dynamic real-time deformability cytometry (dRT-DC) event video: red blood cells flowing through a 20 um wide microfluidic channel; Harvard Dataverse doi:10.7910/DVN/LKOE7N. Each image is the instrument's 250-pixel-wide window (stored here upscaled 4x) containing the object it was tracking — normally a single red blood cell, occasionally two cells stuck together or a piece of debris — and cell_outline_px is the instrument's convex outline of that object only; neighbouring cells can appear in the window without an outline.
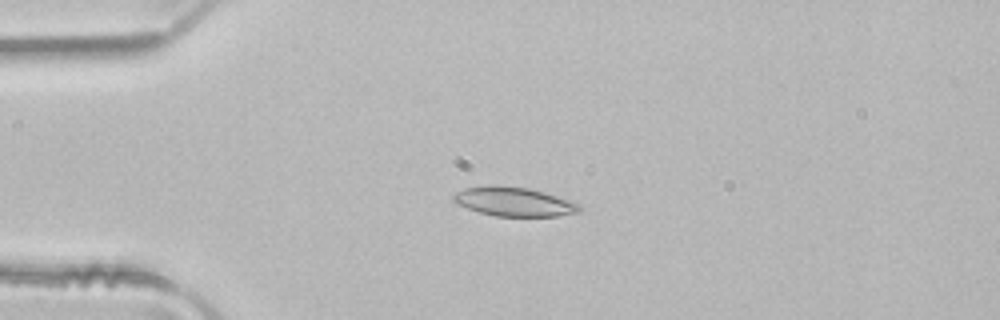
{"species": "common noctule bat (a hibernating species)", "species_latin": "Nyctalus noctula", "temperature_condition": "room temperature", "stored_images_in_passage": 2, "camera_frame_rate_fps": 3000, "um_per_image_px": 0.085, "animal": {"sex": "male", "body_mass_g": 21.5, "forearm_length_mm": 52.0}, "frame": {"image": 1, "passage_image": 1, "time_ms": 0.0, "image_size_px": [1000, 320], "cell_outline_px": [[584, 208], [580, 212], [556, 216], [496, 216], [480, 212], [456, 204], [452, 200], [452, 196], [456, 192], [464, 188], [500, 184], [528, 188], [544, 192], [572, 200], [580, 204]], "centroid_in_image_um": [43.72, 17.13], "position_along_channel_um": 41.3, "area_um2": 21.62}}